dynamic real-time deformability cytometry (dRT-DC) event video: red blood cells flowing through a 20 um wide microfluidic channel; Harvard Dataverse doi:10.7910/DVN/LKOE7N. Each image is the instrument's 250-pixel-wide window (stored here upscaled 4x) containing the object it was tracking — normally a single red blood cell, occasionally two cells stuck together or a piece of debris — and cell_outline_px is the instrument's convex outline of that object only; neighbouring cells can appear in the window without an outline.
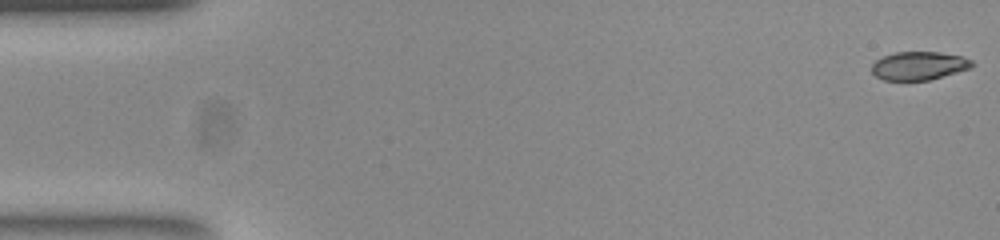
{"species": "common noctule bat (a hibernating species)", "species_latin": "Nyctalus noctula", "temperature_condition": "room temperature", "stored_images_in_passage": 50, "camera_frame_rate_fps": 3000, "um_per_image_px": 0.085, "animal": {"sex": "female", "body_mass_g": 23.0, "forearm_length_mm": 53.4}, "frame": {"image": 1, "passage_image": 1, "time_ms": 0.0, "image_size_px": [1000, 240], "cell_outline_px": [[972, 64], [968, 68], [928, 80], [884, 80], [876, 76], [872, 72], [872, 64], [876, 60], [884, 56], [896, 52], [936, 52], [960, 56], [972, 60]], "centroid_in_image_um": [78.04, 5.58], "position_along_channel_um": 7.0, "area_um2": 16.13}}
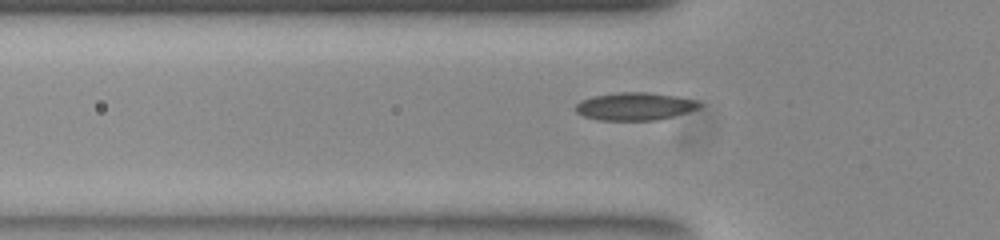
{"frame": {"image": 2, "passage_image": 17, "time_ms": 5.333, "image_size_px": [1000, 240], "cell_outline_px": [[700, 108], [672, 116], [656, 120], [600, 120], [584, 116], [576, 112], [576, 104], [580, 100], [592, 96], [616, 92], [648, 92], [676, 96], [696, 100], [700, 104]], "centroid_in_image_um": [53.93, 9.03], "position_along_channel_um": 71.9, "area_um2": 19.94}}
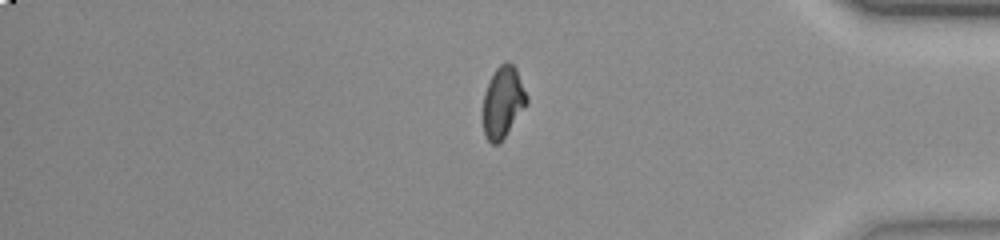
{"frame": {"image": 3, "passage_image": 44, "time_ms": 14.333, "image_size_px": [1000, 240], "cell_outline_px": [[528, 104], [500, 144], [492, 144], [484, 136], [484, 92], [492, 72], [504, 60], [508, 60], [516, 68], [528, 96]], "centroid_in_image_um": [42.77, 8.66], "position_along_channel_um": 392.4, "area_um2": 18.5}, "authors_computed_cell_mechanics": {"area_um2": 18.2648, "velocity_mm_per_s": 3.8792, "shape_relaxation_time_tau1_ms": 5.3952, "shape_relaxation_time_tau2_ms": 1.6503, "deformation_change_tau1": 0.1614, "deformation_change_tau2": 0.0687}}